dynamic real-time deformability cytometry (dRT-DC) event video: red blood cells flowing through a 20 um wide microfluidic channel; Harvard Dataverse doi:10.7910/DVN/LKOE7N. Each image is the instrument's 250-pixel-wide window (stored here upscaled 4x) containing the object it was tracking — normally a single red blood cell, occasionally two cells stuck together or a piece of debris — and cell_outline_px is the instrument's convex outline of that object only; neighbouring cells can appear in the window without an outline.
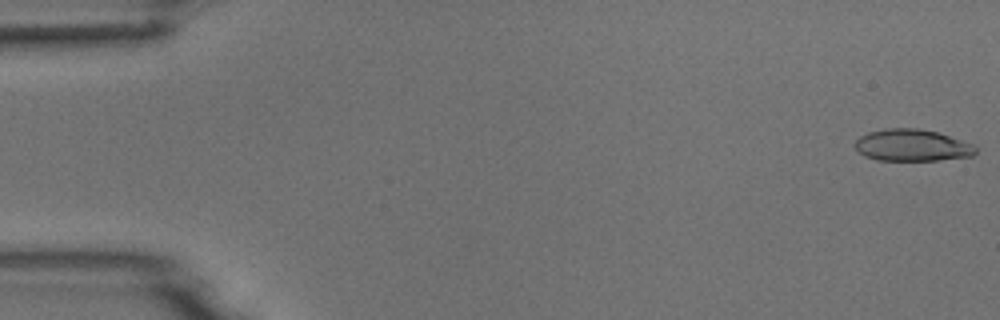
{"species": "common noctule bat (a hibernating species)", "species_latin": "Nyctalus noctula", "temperature_condition": "room temperature", "stored_images_in_passage": 5, "camera_frame_rate_fps": 3000, "um_per_image_px": 0.085, "animal": {"sex": "male", "body_mass_g": 18.8}, "frame": {"image": 1, "passage_image": 1, "time_ms": 0.0, "image_size_px": [1000, 320], "cell_outline_px": [[976, 152], [972, 156], [940, 160], [876, 160], [864, 156], [856, 148], [856, 140], [860, 136], [868, 132], [884, 128], [920, 128], [936, 132], [976, 144]], "centroid_in_image_um": [77.55, 12.34], "position_along_channel_um": 7.5, "area_um2": 22.48}}